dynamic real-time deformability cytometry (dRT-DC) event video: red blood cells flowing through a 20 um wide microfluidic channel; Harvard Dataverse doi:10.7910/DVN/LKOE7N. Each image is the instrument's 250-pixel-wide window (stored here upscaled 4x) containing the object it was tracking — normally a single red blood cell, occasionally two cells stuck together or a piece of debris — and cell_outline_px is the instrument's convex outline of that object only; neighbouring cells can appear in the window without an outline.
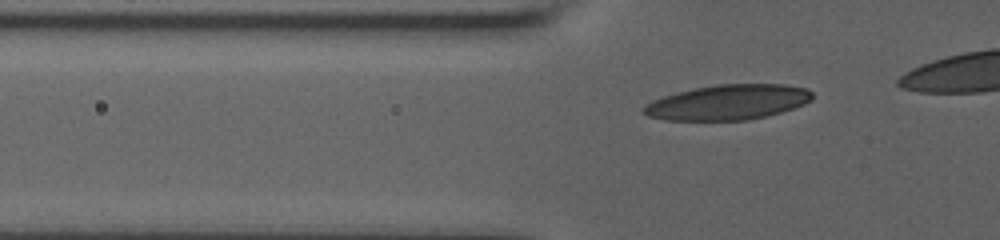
{"species": "human", "species_latin": "Homo sapiens", "temperature_condition": "room temperature", "stored_images_in_passage": 40, "camera_frame_rate_fps": 3000, "um_per_image_px": 0.085, "donor": {"sex": "male"}, "frame": {"image": 1, "passage_image": 9, "time_ms": 2.667, "image_size_px": [1000, 240], "cell_outline_px": [[812, 100], [804, 104], [768, 116], [748, 120], [664, 120], [648, 116], [640, 112], [652, 100], [676, 92], [716, 84], [784, 84], [808, 88], [812, 92]], "centroid_in_image_um": [61.89, 8.69], "position_along_channel_um": 63.9, "area_um2": 34.56}}
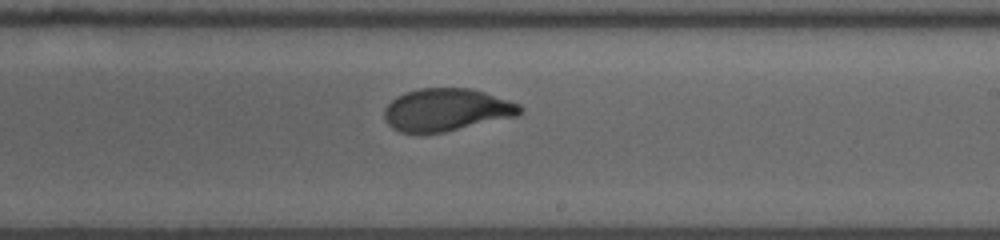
{"frame": {"image": 2, "passage_image": 25, "time_ms": 8.0, "image_size_px": [1000, 240], "cell_outline_px": [[524, 108], [516, 116], [444, 132], [400, 132], [392, 128], [384, 120], [384, 108], [396, 96], [404, 92], [420, 88], [472, 88], [520, 104]], "centroid_in_image_um": [37.92, 9.32], "position_along_channel_um": 251.1, "area_um2": 33.52}}
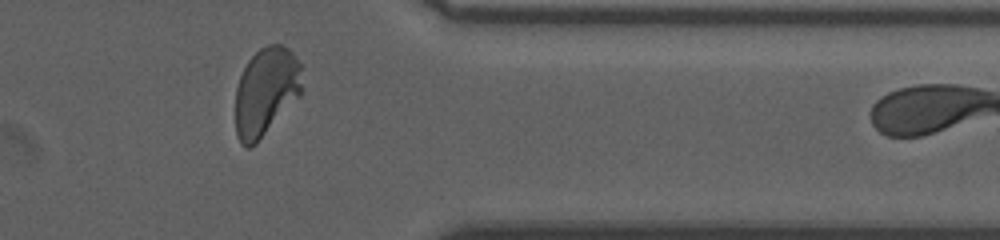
{"frame": {"image": 3, "passage_image": 37, "time_ms": 12.0, "image_size_px": [1000, 240], "cell_outline_px": [[304, 92], [256, 144], [252, 148], [244, 148], [240, 144], [236, 136], [236, 88], [240, 76], [248, 60], [260, 48], [268, 44], [280, 44], [288, 48], [292, 52], [300, 64]], "centroid_in_image_um": [22.62, 7.81], "position_along_channel_um": 388.8, "area_um2": 34.8}}